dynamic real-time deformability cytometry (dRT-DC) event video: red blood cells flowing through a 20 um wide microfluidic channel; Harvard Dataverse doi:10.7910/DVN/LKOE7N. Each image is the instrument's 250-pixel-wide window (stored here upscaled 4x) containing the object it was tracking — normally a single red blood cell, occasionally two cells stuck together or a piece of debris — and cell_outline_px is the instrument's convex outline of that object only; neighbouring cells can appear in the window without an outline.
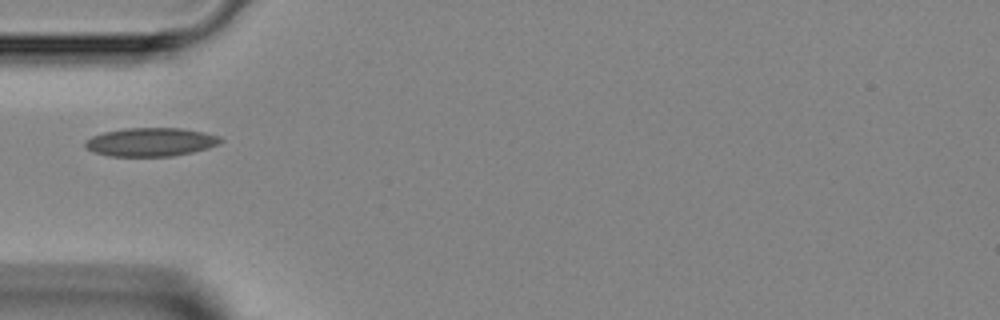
{"species": "Egyptian fruit bat (a non-hibernating species)", "species_latin": "Rousettus aegyptiacus", "temperature_condition": "room temperature", "stored_images_in_passage": 29, "camera_frame_rate_fps": 3000, "um_per_image_px": 0.085, "animal": {"sex": "female"}, "frame": {"image": 1, "passage_image": 1, "time_ms": 0.0, "image_size_px": [1000, 320], "cell_outline_px": [[224, 140], [208, 148], [192, 152], [172, 156], [112, 156], [92, 152], [84, 144], [84, 140], [92, 136], [104, 132], [124, 128], [184, 128], [204, 132], [220, 136]], "centroid_in_image_um": [12.81, 12.06], "position_along_channel_um": 72.2, "area_um2": 22.54}}
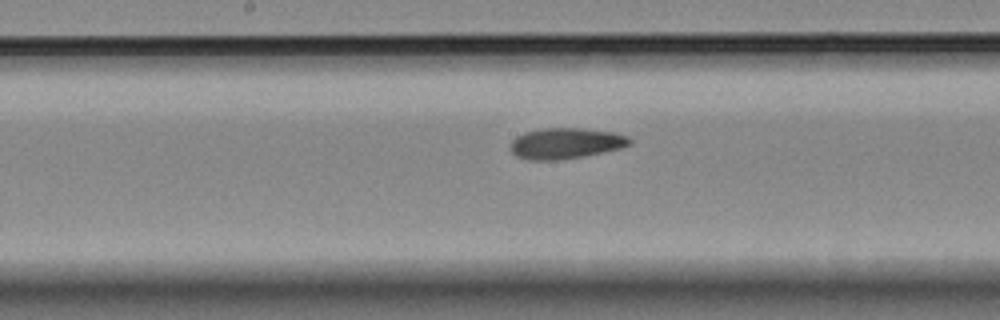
{"frame": {"image": 2, "passage_image": 10, "time_ms": 3.0, "image_size_px": [1000, 320], "cell_outline_px": [[632, 144], [620, 148], [584, 156], [560, 160], [528, 160], [516, 156], [512, 152], [512, 140], [516, 136], [524, 132], [544, 128], [580, 128], [616, 132], [628, 136], [632, 140]], "centroid_in_image_um": [48.11, 12.18], "position_along_channel_um": 200.1, "area_um2": 21.5}}
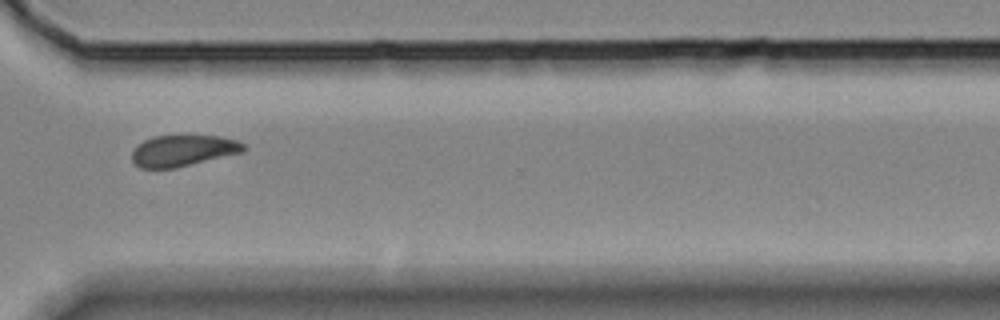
{"frame": {"image": 3, "passage_image": 21, "time_ms": 6.667, "image_size_px": [1000, 320], "cell_outline_px": [[248, 148], [244, 152], [176, 168], [140, 168], [132, 160], [132, 152], [136, 144], [152, 136], [220, 136], [236, 140], [244, 144]], "centroid_in_image_um": [15.57, 12.8], "position_along_channel_um": 355.0, "area_um2": 20.46}}